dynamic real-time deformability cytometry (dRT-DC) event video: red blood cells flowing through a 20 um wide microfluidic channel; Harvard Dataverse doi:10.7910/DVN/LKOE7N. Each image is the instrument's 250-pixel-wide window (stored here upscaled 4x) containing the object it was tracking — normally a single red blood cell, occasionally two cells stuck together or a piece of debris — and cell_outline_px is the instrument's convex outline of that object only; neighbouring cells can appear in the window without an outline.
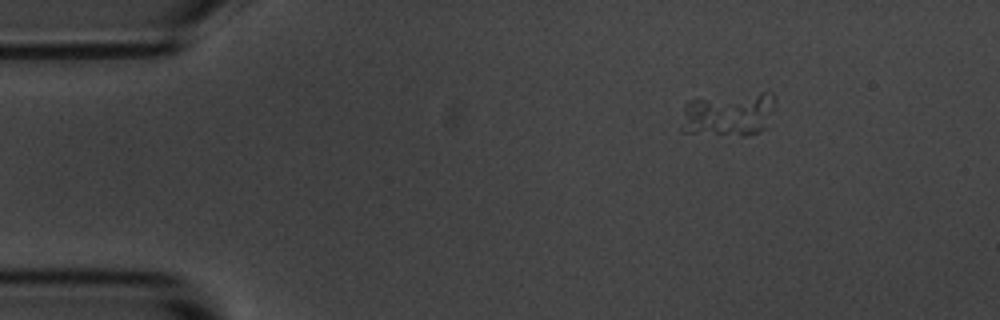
{"species": "common noctule bat (a hibernating species)", "species_latin": "Nyctalus noctula", "temperature_condition": "room temperature", "stored_images_in_passage": 8, "camera_frame_rate_fps": 3000, "um_per_image_px": 0.085, "animal": {"sex": "male", "body_mass_g": 20.1, "forearm_length_mm": 53.5}, "frame": {"image": 1, "passage_image": 2, "time_ms": 2.0, "image_size_px": [1000, 320], "cell_outline_px": [[776, 100], [764, 128], [760, 132], [744, 136], [680, 132], [680, 128], [684, 104], [688, 100], [760, 92], [772, 92], [776, 96]], "centroid_in_image_um": [61.9, 9.72], "position_along_channel_um": 23.1, "area_um2": 24.16}}